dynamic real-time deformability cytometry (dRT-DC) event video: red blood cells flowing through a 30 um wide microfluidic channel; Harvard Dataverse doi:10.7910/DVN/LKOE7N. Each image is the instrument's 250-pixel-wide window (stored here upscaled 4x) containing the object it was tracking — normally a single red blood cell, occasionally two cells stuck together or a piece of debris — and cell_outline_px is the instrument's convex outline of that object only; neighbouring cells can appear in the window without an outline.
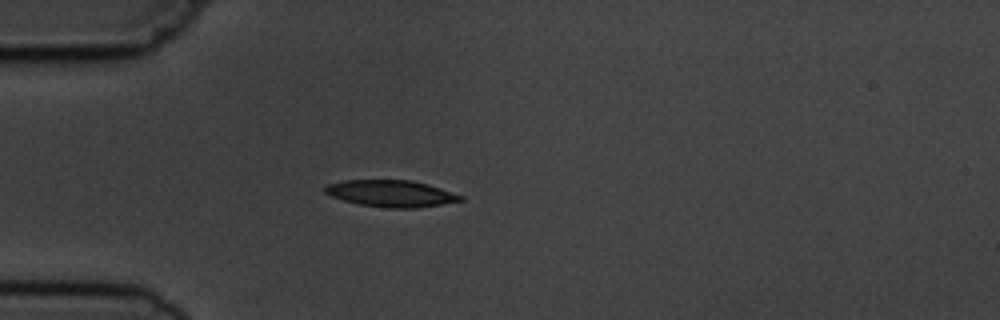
{"species": "common noctule bat (a hibernating species)", "species_latin": "Nyctalus noctula", "temperature_condition": "cold", "stored_images_in_passage": 4, "camera_frame_rate_fps": 3000, "um_per_image_px": 0.085, "animal": {"sex": "male", "body_mass_g": 19.5, "forearm_length_mm": 54.6}, "frame": {"image": 1, "passage_image": 4, "time_ms": 3.333, "image_size_px": [1000, 320], "cell_outline_px": [[464, 200], [416, 208], [388, 208], [360, 204], [344, 200], [332, 196], [324, 192], [324, 188], [328, 184], [344, 180], [408, 180], [428, 184], [464, 196]], "centroid_in_image_um": [33.25, 16.44], "position_along_channel_um": 51.8, "area_um2": 20.87}}